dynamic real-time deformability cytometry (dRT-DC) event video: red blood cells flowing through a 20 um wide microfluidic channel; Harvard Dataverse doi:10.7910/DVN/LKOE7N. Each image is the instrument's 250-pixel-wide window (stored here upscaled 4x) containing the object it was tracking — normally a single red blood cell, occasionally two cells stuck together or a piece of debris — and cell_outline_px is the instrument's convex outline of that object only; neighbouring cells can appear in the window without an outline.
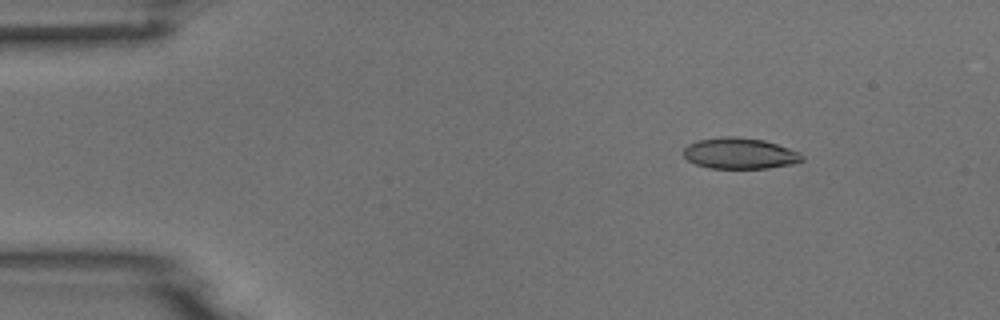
{"species": "common noctule bat (a hibernating species)", "species_latin": "Nyctalus noctula", "temperature_condition": "room temperature", "stored_images_in_passage": 5, "camera_frame_rate_fps": 3000, "um_per_image_px": 0.085, "animal": {"sex": "male", "body_mass_g": 18.8}, "frame": {"image": 1, "passage_image": 2, "time_ms": 2.0, "image_size_px": [1000, 320], "cell_outline_px": [[804, 160], [792, 164], [768, 168], [708, 168], [696, 164], [688, 160], [684, 156], [684, 148], [688, 144], [700, 140], [720, 136], [740, 136], [764, 140], [800, 152], [804, 156]], "centroid_in_image_um": [62.89, 13.03], "position_along_channel_um": 22.1, "area_um2": 21.5}}
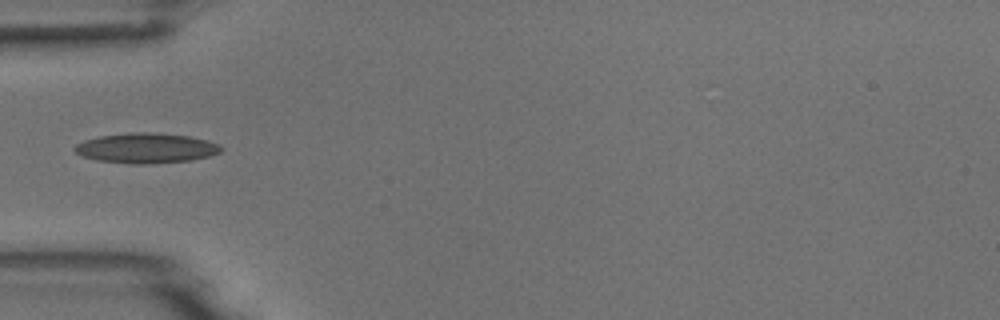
{"frame": {"image": 2, "passage_image": 5, "time_ms": 5.333, "image_size_px": [1000, 320], "cell_outline_px": [[224, 148], [220, 152], [208, 156], [192, 160], [148, 164], [128, 164], [100, 160], [84, 156], [76, 152], [72, 148], [76, 144], [84, 140], [100, 136], [132, 132], [152, 132], [192, 136], [208, 140], [220, 144]], "centroid_in_image_um": [12.47, 12.58], "position_along_channel_um": 72.5, "area_um2": 25.78}}